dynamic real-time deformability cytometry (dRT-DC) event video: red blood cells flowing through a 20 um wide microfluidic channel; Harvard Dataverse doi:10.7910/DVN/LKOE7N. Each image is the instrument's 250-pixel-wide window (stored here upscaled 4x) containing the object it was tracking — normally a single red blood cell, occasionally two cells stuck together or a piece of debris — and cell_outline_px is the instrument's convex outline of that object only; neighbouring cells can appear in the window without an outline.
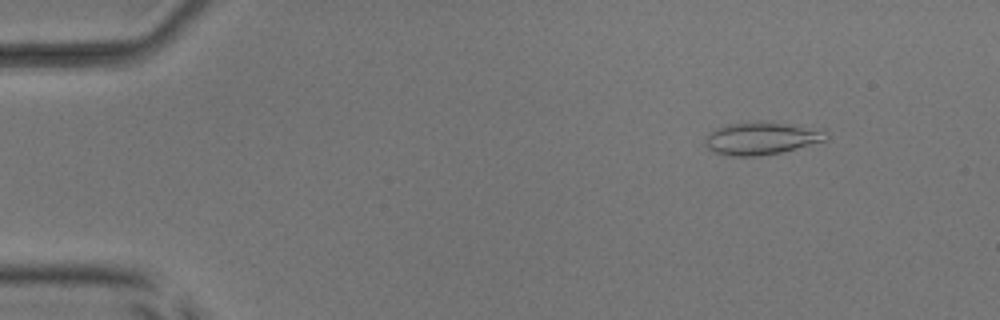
{"species": "common noctule bat (a hibernating species)", "species_latin": "Nyctalus noctula", "temperature_condition": "room temperature", "stored_images_in_passage": 46, "camera_frame_rate_fps": 3000, "um_per_image_px": 0.085, "animal": {"sex": "male", "body_mass_g": 17.9, "forearm_length_mm": 54.2}, "frame": {"image": 1, "passage_image": 1, "time_ms": 0.0, "image_size_px": [1000, 320], "cell_outline_px": [[828, 140], [780, 152], [760, 156], [732, 156], [712, 152], [704, 144], [704, 140], [716, 128], [728, 124], [804, 124], [828, 128]], "centroid_in_image_um": [64.85, 11.78], "position_along_channel_um": 20.2, "area_um2": 22.77}}
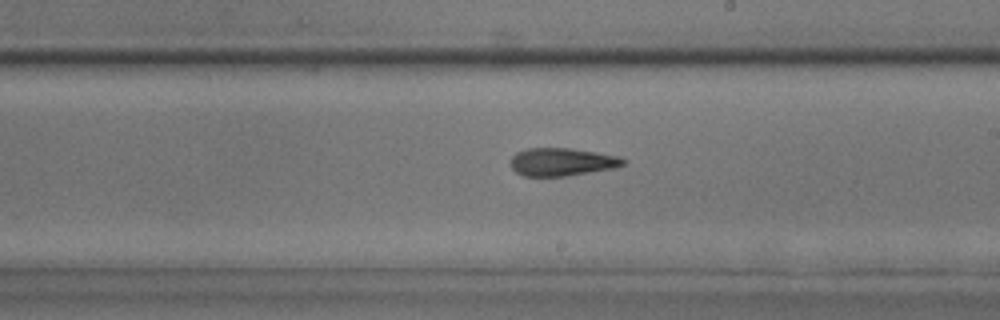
{"frame": {"image": 2, "passage_image": 25, "time_ms": 8.0, "image_size_px": [1000, 320], "cell_outline_px": [[624, 164], [612, 168], [564, 176], [524, 176], [516, 172], [512, 168], [512, 156], [516, 152], [528, 148], [568, 148], [620, 156], [624, 160]], "centroid_in_image_um": [47.72, 13.76], "position_along_channel_um": 241.3, "area_um2": 17.98}}
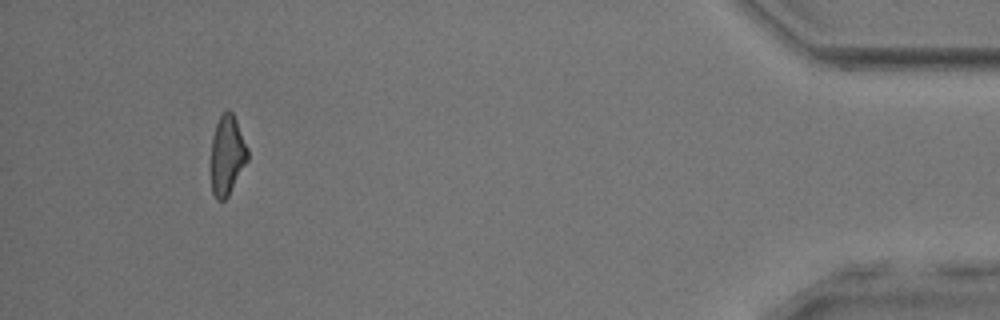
{"frame": {"image": 3, "passage_image": 43, "time_ms": 14.0, "image_size_px": [1000, 320], "cell_outline_px": [[248, 160], [228, 196], [224, 200], [216, 200], [212, 192], [212, 136], [216, 124], [220, 116], [228, 108], [232, 112], [236, 120], [248, 148]], "centroid_in_image_um": [19.32, 13.18], "position_along_channel_um": 415.9, "area_um2": 16.82}, "authors_computed_cell_mechanics": {"area_um2": 18.7272, "velocity_mm_per_s": 3.9953, "shape_relaxation_time_tau1_ms": 8.7482, "shape_relaxation_time_tau2_ms": 3.1791, "deformation_change_tau1": 0.2084, "deformation_change_tau2": 0.1353}}